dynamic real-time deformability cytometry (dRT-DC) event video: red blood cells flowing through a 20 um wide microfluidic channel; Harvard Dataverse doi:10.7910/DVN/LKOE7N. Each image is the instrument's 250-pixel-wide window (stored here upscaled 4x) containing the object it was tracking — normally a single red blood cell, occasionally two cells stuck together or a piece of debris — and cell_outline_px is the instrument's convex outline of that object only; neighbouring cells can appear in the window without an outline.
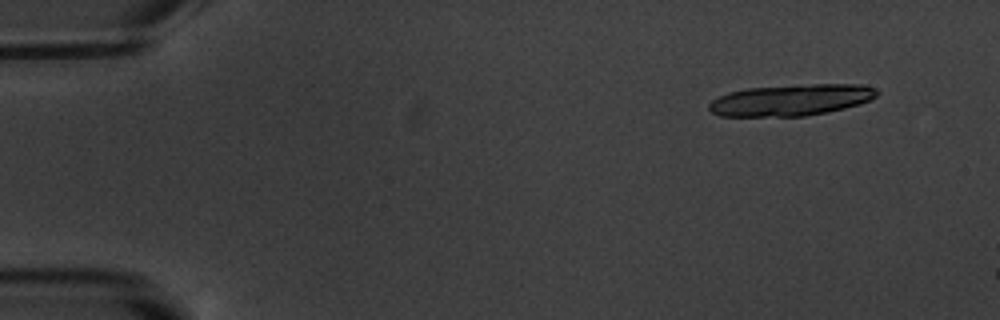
{"species": "common noctule bat (a hibernating species)", "species_latin": "Nyctalus noctula", "temperature_condition": "warm", "stored_images_in_passage": 5, "camera_frame_rate_fps": 3000, "um_per_image_px": 0.085, "animal": {"sex": "male", "body_mass_g": 20.1, "forearm_length_mm": 53.5}, "frame": {"image": 1, "passage_image": 2, "time_ms": 1.0, "image_size_px": [1000, 320], "cell_outline_px": [[880, 92], [872, 100], [860, 104], [828, 112], [804, 116], [720, 116], [712, 112], [708, 108], [708, 104], [712, 100], [728, 92], [748, 88], [812, 84], [864, 84], [876, 88]], "centroid_in_image_um": [67.29, 8.5], "position_along_channel_um": 17.7, "area_um2": 30.87}}